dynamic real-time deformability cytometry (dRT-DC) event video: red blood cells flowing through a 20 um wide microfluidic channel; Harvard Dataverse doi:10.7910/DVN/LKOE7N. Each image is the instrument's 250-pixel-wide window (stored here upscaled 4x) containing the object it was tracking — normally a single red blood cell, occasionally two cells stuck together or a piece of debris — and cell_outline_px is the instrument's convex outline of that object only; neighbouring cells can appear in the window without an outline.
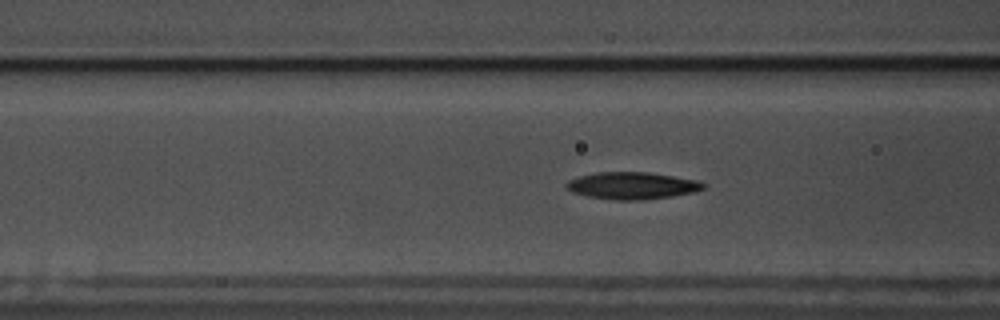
{"species": "common noctule bat (a hibernating species)", "species_latin": "Nyctalus noctula", "temperature_condition": "warm", "stored_images_in_passage": 44, "camera_frame_rate_fps": 3000, "um_per_image_px": 0.085, "animal": {"sex": "male", "body_mass_g": 17.5, "forearm_length_mm": 52.3}, "frame": {"image": 1, "passage_image": 8, "time_ms": 2.333, "image_size_px": [1000, 320], "cell_outline_px": [[704, 188], [696, 192], [672, 196], [644, 200], [612, 200], [588, 196], [572, 192], [564, 184], [568, 180], [580, 176], [596, 172], [648, 172], [696, 180], [704, 184]], "centroid_in_image_um": [53.71, 15.78], "position_along_channel_um": 112.9, "area_um2": 21.56}}
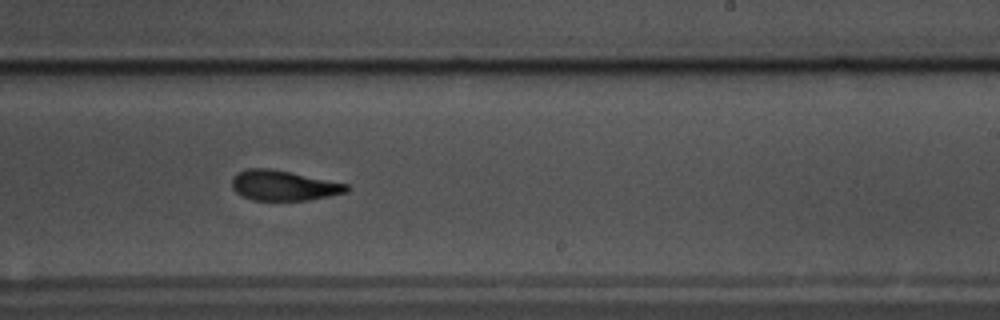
{"frame": {"image": 2, "passage_image": 21, "time_ms": 6.667, "image_size_px": [1000, 320], "cell_outline_px": [[348, 192], [308, 200], [252, 200], [236, 192], [232, 188], [232, 176], [236, 172], [248, 168], [272, 168], [348, 184]], "centroid_in_image_um": [24.07, 15.75], "position_along_channel_um": 264.9, "area_um2": 20.17}}
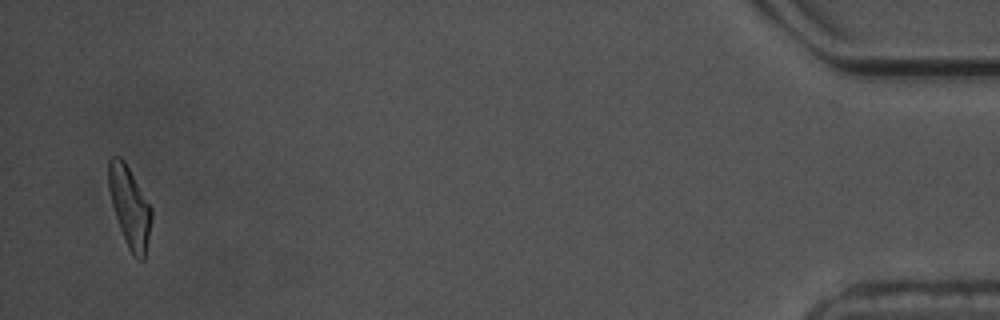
{"frame": {"image": 3, "passage_image": 42, "time_ms": 13.667, "image_size_px": [1000, 320], "cell_outline_px": [[152, 216], [144, 260], [140, 260], [132, 256], [124, 240], [112, 204], [108, 188], [108, 160], [112, 156], [120, 156], [124, 160], [152, 208]], "centroid_in_image_um": [11.01, 17.58], "position_along_channel_um": 424.2, "area_um2": 20.06}, "authors_computed_cell_mechanics": {"area_um2": 20.6057, "velocity_mm_per_s": 3.5192, "shape_relaxation_time_tau1_ms": 6.4198, "shape_relaxation_time_tau2_ms": 3.2001, "deformation_change_tau1": 0.1833, "deformation_change_tau2": 0.1177}}